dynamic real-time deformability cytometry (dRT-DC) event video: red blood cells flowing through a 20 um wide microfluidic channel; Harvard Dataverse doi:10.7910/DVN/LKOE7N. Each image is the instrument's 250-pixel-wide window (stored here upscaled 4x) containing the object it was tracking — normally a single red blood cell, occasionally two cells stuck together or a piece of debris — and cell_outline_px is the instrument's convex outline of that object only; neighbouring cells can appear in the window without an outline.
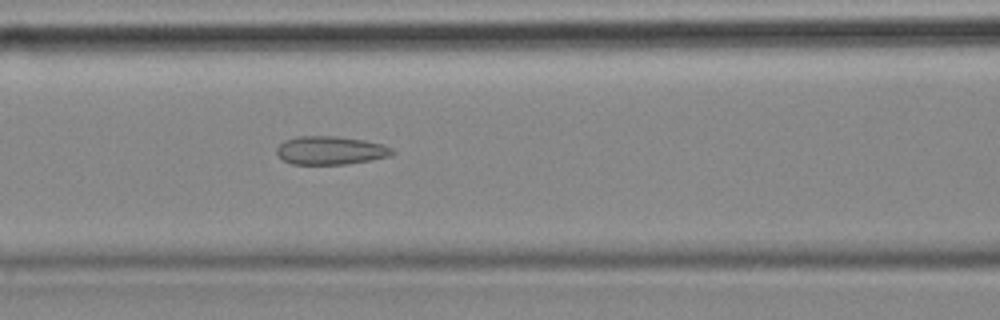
{"species": "common noctule bat (a hibernating species)", "species_latin": "Nyctalus noctula", "temperature_condition": "cold", "stored_images_in_passage": 42, "camera_frame_rate_fps": 3000, "um_per_image_px": 0.085, "animal": {"sex": "female", "body_mass_g": 18.4}, "frame": {"image": 1, "passage_image": 12, "time_ms": 3.667, "image_size_px": [1000, 320], "cell_outline_px": [[396, 152], [388, 156], [368, 160], [344, 164], [292, 164], [284, 160], [276, 152], [276, 148], [284, 140], [296, 136], [336, 136], [364, 140], [384, 144], [392, 148]], "centroid_in_image_um": [28.08, 12.77], "position_along_channel_um": 138.5, "area_um2": 19.02}}
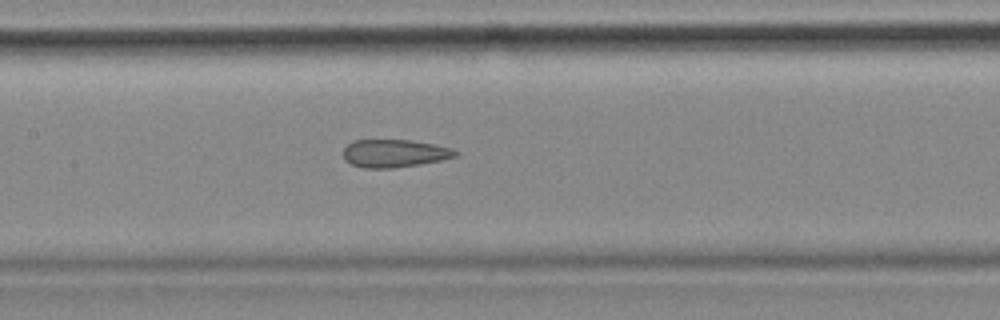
{"frame": {"image": 2, "passage_image": 15, "time_ms": 4.667, "image_size_px": [1000, 320], "cell_outline_px": [[460, 152], [456, 156], [440, 160], [420, 164], [392, 168], [364, 168], [352, 164], [344, 160], [344, 148], [348, 144], [356, 140], [412, 140], [452, 148]], "centroid_in_image_um": [33.53, 13.03], "position_along_channel_um": 173.9, "area_um2": 18.09}}
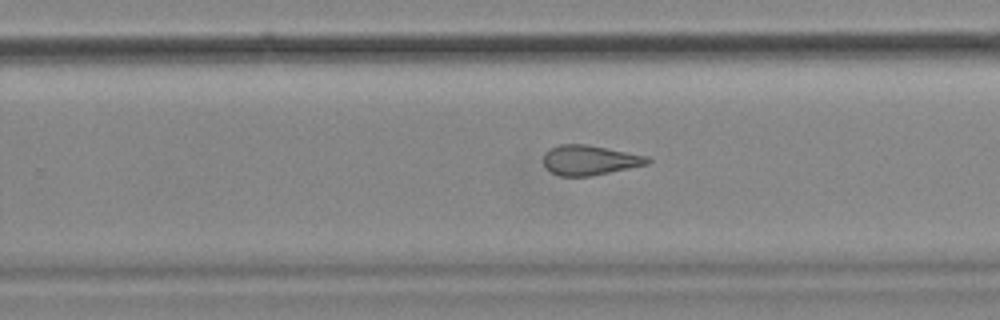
{"frame": {"image": 3, "passage_image": 24, "time_ms": 7.667, "image_size_px": [1000, 320], "cell_outline_px": [[652, 160], [648, 164], [592, 176], [560, 176], [552, 172], [544, 164], [544, 152], [560, 144], [584, 144], [648, 156]], "centroid_in_image_um": [50.13, 13.62], "position_along_channel_um": 279.7, "area_um2": 17.92}, "authors_computed_cell_mechanics": {"area_um2": 19.2185, "velocity_mm_per_s": 3.5502, "shape_relaxation_time_tau1_ms": null, "shape_relaxation_time_tau2_ms": 1.9237, "deformation_change_tau1": null, "deformation_change_tau2": 0.1064}}